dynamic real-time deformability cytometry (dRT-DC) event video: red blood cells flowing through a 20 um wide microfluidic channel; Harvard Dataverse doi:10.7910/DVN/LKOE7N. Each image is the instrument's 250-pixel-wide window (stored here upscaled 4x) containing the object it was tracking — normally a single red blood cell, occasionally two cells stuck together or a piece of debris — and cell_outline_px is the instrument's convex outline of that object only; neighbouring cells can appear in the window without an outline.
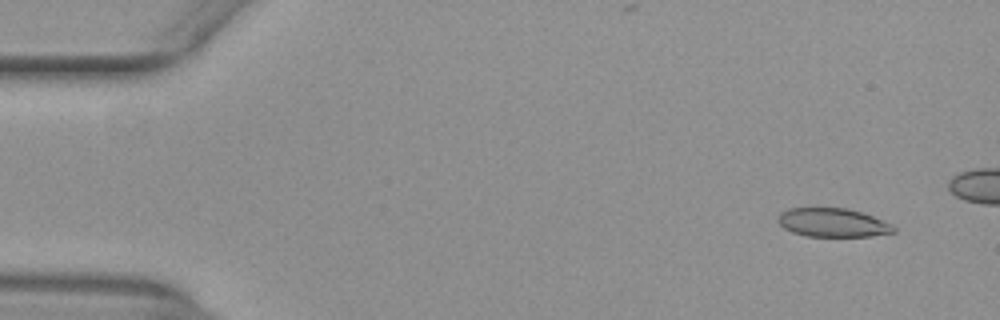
{"species": "common noctule bat (a hibernating species)", "species_latin": "Nyctalus noctula", "temperature_condition": "warm", "stored_images_in_passage": 44, "camera_frame_rate_fps": 3000, "um_per_image_px": 0.085, "animal": {"sex": "female", "body_mass_g": 29.2, "forearm_length_mm": 56.3}, "frame": {"image": 1, "passage_image": 1, "time_ms": 0.0, "image_size_px": [1000, 320], "cell_outline_px": [[896, 232], [872, 236], [804, 236], [792, 232], [784, 228], [776, 220], [780, 212], [788, 208], [848, 208], [872, 216], [892, 224], [896, 228]], "centroid_in_image_um": [70.77, 18.92], "position_along_channel_um": 14.2, "area_um2": 19.42}}
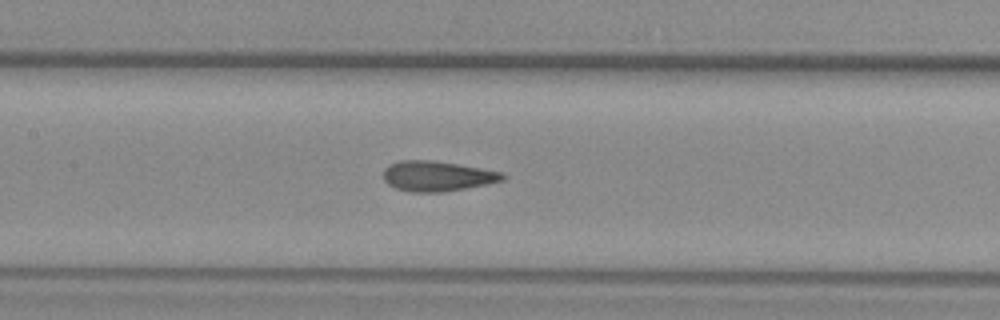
{"frame": {"image": 2, "passage_image": 22, "time_ms": 7.0, "image_size_px": [1000, 320], "cell_outline_px": [[508, 176], [504, 180], [488, 184], [444, 192], [408, 192], [396, 188], [388, 184], [384, 180], [384, 168], [400, 160], [432, 160], [504, 172]], "centroid_in_image_um": [37.19, 14.98], "position_along_channel_um": 170.2, "area_um2": 21.04}}
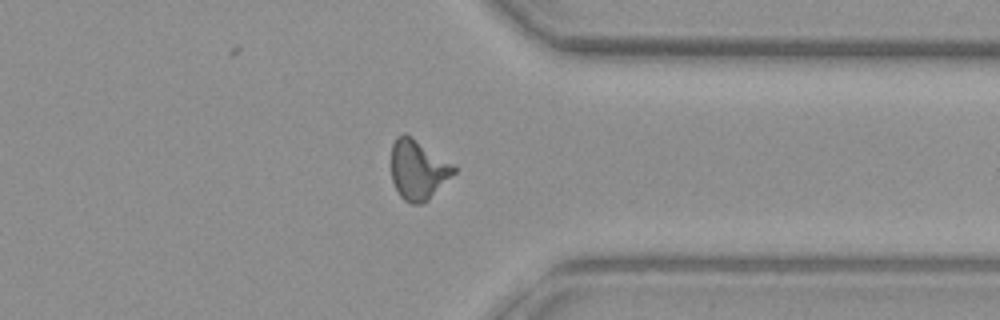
{"frame": {"image": 3, "passage_image": 38, "time_ms": 12.333, "image_size_px": [1000, 320], "cell_outline_px": [[456, 172], [424, 204], [412, 204], [404, 200], [400, 196], [392, 180], [392, 144], [396, 136], [404, 132], [412, 136], [456, 164]], "centroid_in_image_um": [35.56, 14.4], "position_along_channel_um": 375.8, "area_um2": 22.2}}